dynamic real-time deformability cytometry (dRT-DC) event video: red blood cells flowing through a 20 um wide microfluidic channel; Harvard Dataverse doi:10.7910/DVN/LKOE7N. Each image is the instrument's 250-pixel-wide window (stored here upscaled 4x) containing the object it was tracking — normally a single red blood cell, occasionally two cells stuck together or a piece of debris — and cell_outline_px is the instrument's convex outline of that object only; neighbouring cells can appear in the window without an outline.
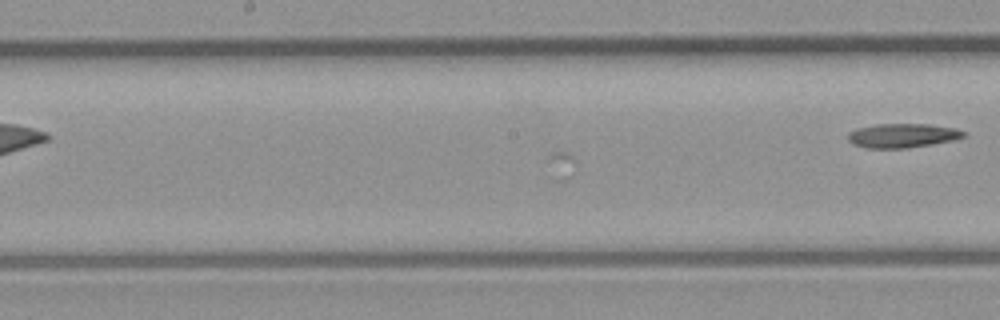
{"species": "common noctule bat (a hibernating species)", "species_latin": "Nyctalus noctula", "temperature_condition": "room temperature", "stored_images_in_passage": 14, "camera_frame_rate_fps": 3000, "um_per_image_px": 0.085, "animal": {"sex": "male", "body_mass_g": 23.1, "forearm_length_mm": 52.7}, "frame": {"image": 1, "passage_image": 14, "time_ms": 4.333, "image_size_px": [1000, 320], "cell_outline_px": [[968, 136], [952, 140], [932, 144], [908, 148], [864, 148], [852, 144], [848, 140], [848, 132], [856, 128], [876, 124], [928, 124], [956, 128], [968, 132]], "centroid_in_image_um": [76.72, 11.52], "position_along_channel_um": 171.5, "area_um2": 16.53}}